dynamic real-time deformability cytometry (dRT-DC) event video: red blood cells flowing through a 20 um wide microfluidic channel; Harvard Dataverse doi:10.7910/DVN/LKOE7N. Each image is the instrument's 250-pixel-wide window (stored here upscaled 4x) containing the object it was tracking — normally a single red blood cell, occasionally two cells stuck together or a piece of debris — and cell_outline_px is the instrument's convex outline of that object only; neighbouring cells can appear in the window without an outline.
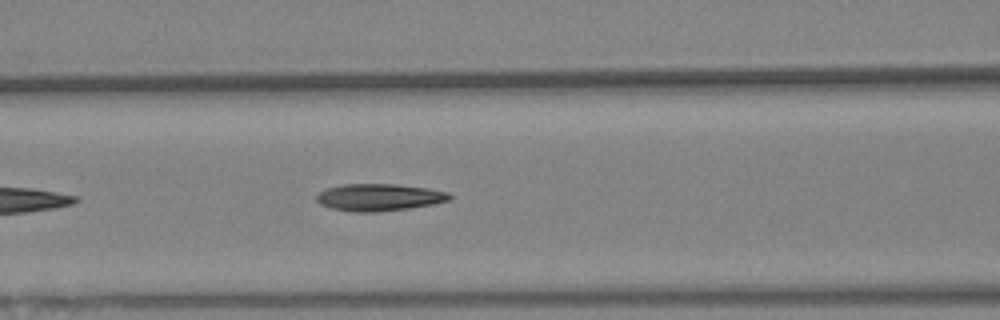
{"species": "Egyptian fruit bat (a non-hibernating species)", "species_latin": "Rousettus aegyptiacus", "temperature_condition": "warm", "stored_images_in_passage": 17, "camera_frame_rate_fps": 3000, "um_per_image_px": 0.085, "animal": {"sex": "female"}, "frame": {"image": 1, "passage_image": 10, "time_ms": 3.0, "image_size_px": [1000, 320], "cell_outline_px": [[452, 196], [448, 200], [432, 204], [408, 208], [376, 212], [356, 212], [332, 208], [320, 204], [316, 200], [316, 196], [320, 192], [328, 188], [344, 184], [396, 184], [428, 188], [448, 192]], "centroid_in_image_um": [32.22, 16.77], "position_along_channel_um": 134.4, "area_um2": 20.81}}
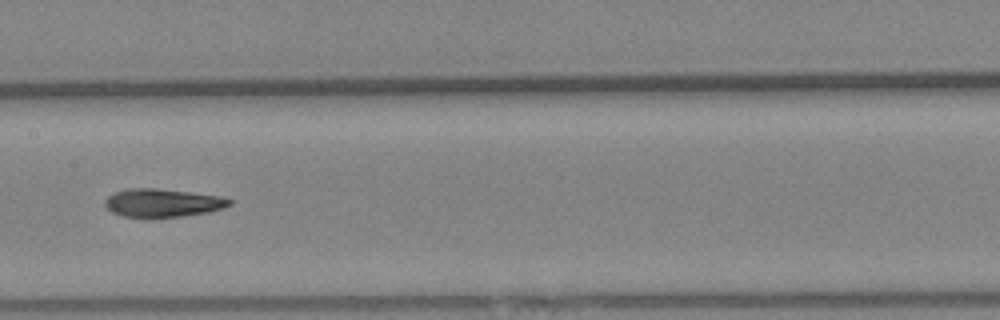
{"frame": {"image": 2, "passage_image": 15, "time_ms": 4.667, "image_size_px": [1000, 320], "cell_outline_px": [[232, 204], [224, 208], [208, 212], [180, 216], [120, 216], [112, 212], [104, 204], [104, 200], [112, 192], [128, 188], [156, 188], [220, 196], [232, 200]], "centroid_in_image_um": [13.8, 17.22], "position_along_channel_um": 193.6, "area_um2": 20.23}}